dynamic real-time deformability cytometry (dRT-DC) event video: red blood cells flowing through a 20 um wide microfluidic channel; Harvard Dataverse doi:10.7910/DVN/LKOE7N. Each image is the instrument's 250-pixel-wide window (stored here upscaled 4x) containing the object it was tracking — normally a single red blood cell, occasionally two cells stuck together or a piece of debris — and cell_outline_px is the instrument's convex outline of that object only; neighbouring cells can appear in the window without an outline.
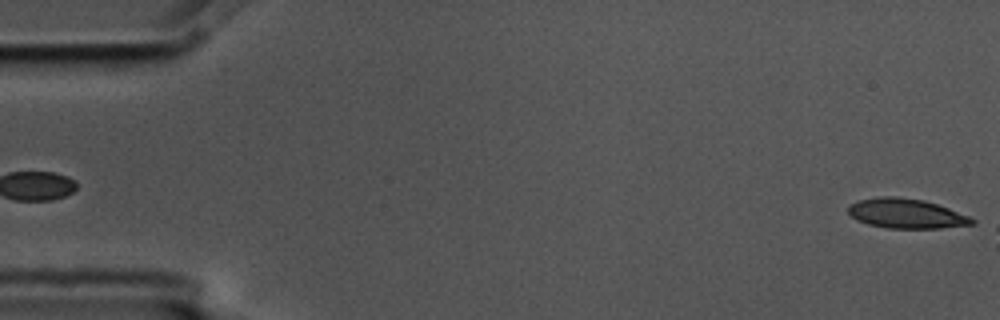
{"species": "common noctule bat (a hibernating species)", "species_latin": "Nyctalus noctula", "temperature_condition": "cold", "stored_images_in_passage": 5, "segment_of_instrument_passage": [2, 2], "camera_frame_rate_fps": 3000, "um_per_image_px": 0.085, "animal": {"sex": "male", "body_mass_g": 17.5, "forearm_length_mm": 52.3}, "frame": {"image": 1, "passage_image": 5, "time_ms": 1.333, "image_size_px": [1000, 320], "cell_outline_px": [[976, 224], [940, 228], [888, 228], [868, 224], [856, 220], [848, 212], [848, 204], [860, 200], [880, 196], [896, 196], [924, 200], [948, 208], [968, 216], [976, 220]], "centroid_in_image_um": [77.02, 18.15], "position_along_channel_um": 8.0, "area_um2": 21.39}}